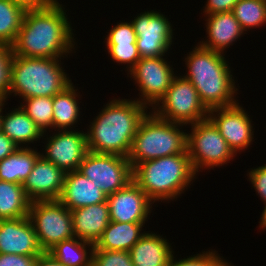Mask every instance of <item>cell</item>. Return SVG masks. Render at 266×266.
<instances>
[{"instance_id": "1", "label": "cell", "mask_w": 266, "mask_h": 266, "mask_svg": "<svg viewBox=\"0 0 266 266\" xmlns=\"http://www.w3.org/2000/svg\"><path fill=\"white\" fill-rule=\"evenodd\" d=\"M65 8L58 0L40 10H26L12 53L21 57L62 59L75 45ZM66 55V56H65Z\"/></svg>"}, {"instance_id": "2", "label": "cell", "mask_w": 266, "mask_h": 266, "mask_svg": "<svg viewBox=\"0 0 266 266\" xmlns=\"http://www.w3.org/2000/svg\"><path fill=\"white\" fill-rule=\"evenodd\" d=\"M146 105L137 100L113 99L87 128V148L94 153L128 156Z\"/></svg>"}, {"instance_id": "3", "label": "cell", "mask_w": 266, "mask_h": 266, "mask_svg": "<svg viewBox=\"0 0 266 266\" xmlns=\"http://www.w3.org/2000/svg\"><path fill=\"white\" fill-rule=\"evenodd\" d=\"M184 62L188 73L183 76L195 87L207 110L238 103L235 99L238 89L223 53L198 44L187 54Z\"/></svg>"}, {"instance_id": "4", "label": "cell", "mask_w": 266, "mask_h": 266, "mask_svg": "<svg viewBox=\"0 0 266 266\" xmlns=\"http://www.w3.org/2000/svg\"><path fill=\"white\" fill-rule=\"evenodd\" d=\"M196 175L187 150L144 161L132 169V180L153 202L177 199L190 187Z\"/></svg>"}, {"instance_id": "5", "label": "cell", "mask_w": 266, "mask_h": 266, "mask_svg": "<svg viewBox=\"0 0 266 266\" xmlns=\"http://www.w3.org/2000/svg\"><path fill=\"white\" fill-rule=\"evenodd\" d=\"M61 64L56 58L13 55L8 96L13 93L21 99L55 96L72 82Z\"/></svg>"}, {"instance_id": "6", "label": "cell", "mask_w": 266, "mask_h": 266, "mask_svg": "<svg viewBox=\"0 0 266 266\" xmlns=\"http://www.w3.org/2000/svg\"><path fill=\"white\" fill-rule=\"evenodd\" d=\"M184 124L163 120L152 111L141 120L132 140L128 160L132 169L139 163L187 150V133L180 130Z\"/></svg>"}, {"instance_id": "7", "label": "cell", "mask_w": 266, "mask_h": 266, "mask_svg": "<svg viewBox=\"0 0 266 266\" xmlns=\"http://www.w3.org/2000/svg\"><path fill=\"white\" fill-rule=\"evenodd\" d=\"M190 125L187 153L196 174L200 169L209 170L227 164L236 156L209 118Z\"/></svg>"}, {"instance_id": "8", "label": "cell", "mask_w": 266, "mask_h": 266, "mask_svg": "<svg viewBox=\"0 0 266 266\" xmlns=\"http://www.w3.org/2000/svg\"><path fill=\"white\" fill-rule=\"evenodd\" d=\"M152 112L163 120L185 126L208 118V110L201 103L197 90L181 75L175 76Z\"/></svg>"}, {"instance_id": "9", "label": "cell", "mask_w": 266, "mask_h": 266, "mask_svg": "<svg viewBox=\"0 0 266 266\" xmlns=\"http://www.w3.org/2000/svg\"><path fill=\"white\" fill-rule=\"evenodd\" d=\"M28 217L44 252L74 237L71 211L59 200L31 201Z\"/></svg>"}, {"instance_id": "10", "label": "cell", "mask_w": 266, "mask_h": 266, "mask_svg": "<svg viewBox=\"0 0 266 266\" xmlns=\"http://www.w3.org/2000/svg\"><path fill=\"white\" fill-rule=\"evenodd\" d=\"M107 196L132 181V167L127 157L88 151L79 169Z\"/></svg>"}, {"instance_id": "11", "label": "cell", "mask_w": 266, "mask_h": 266, "mask_svg": "<svg viewBox=\"0 0 266 266\" xmlns=\"http://www.w3.org/2000/svg\"><path fill=\"white\" fill-rule=\"evenodd\" d=\"M163 57L165 56L141 58L127 73L137 83L139 94L141 93L136 100L152 108L165 95L176 76Z\"/></svg>"}, {"instance_id": "12", "label": "cell", "mask_w": 266, "mask_h": 266, "mask_svg": "<svg viewBox=\"0 0 266 266\" xmlns=\"http://www.w3.org/2000/svg\"><path fill=\"white\" fill-rule=\"evenodd\" d=\"M131 22L141 58L161 57L167 54L174 39V30L164 14L154 10L145 11L134 17Z\"/></svg>"}, {"instance_id": "13", "label": "cell", "mask_w": 266, "mask_h": 266, "mask_svg": "<svg viewBox=\"0 0 266 266\" xmlns=\"http://www.w3.org/2000/svg\"><path fill=\"white\" fill-rule=\"evenodd\" d=\"M45 144V152L41 156L65 173L78 170L88 152L86 132L75 131L74 128L57 130Z\"/></svg>"}, {"instance_id": "14", "label": "cell", "mask_w": 266, "mask_h": 266, "mask_svg": "<svg viewBox=\"0 0 266 266\" xmlns=\"http://www.w3.org/2000/svg\"><path fill=\"white\" fill-rule=\"evenodd\" d=\"M245 111L239 103L229 107L208 110V118L216 126L235 155L237 152L247 149L254 141L253 123Z\"/></svg>"}, {"instance_id": "15", "label": "cell", "mask_w": 266, "mask_h": 266, "mask_svg": "<svg viewBox=\"0 0 266 266\" xmlns=\"http://www.w3.org/2000/svg\"><path fill=\"white\" fill-rule=\"evenodd\" d=\"M110 221L145 223L154 203L132 180L124 188L107 196Z\"/></svg>"}, {"instance_id": "16", "label": "cell", "mask_w": 266, "mask_h": 266, "mask_svg": "<svg viewBox=\"0 0 266 266\" xmlns=\"http://www.w3.org/2000/svg\"><path fill=\"white\" fill-rule=\"evenodd\" d=\"M43 252L28 216L0 220V253L39 256Z\"/></svg>"}, {"instance_id": "17", "label": "cell", "mask_w": 266, "mask_h": 266, "mask_svg": "<svg viewBox=\"0 0 266 266\" xmlns=\"http://www.w3.org/2000/svg\"><path fill=\"white\" fill-rule=\"evenodd\" d=\"M65 175L62 169L40 156L22 184L26 197L30 201L58 200L63 189Z\"/></svg>"}, {"instance_id": "18", "label": "cell", "mask_w": 266, "mask_h": 266, "mask_svg": "<svg viewBox=\"0 0 266 266\" xmlns=\"http://www.w3.org/2000/svg\"><path fill=\"white\" fill-rule=\"evenodd\" d=\"M70 211L107 201V195L78 170L67 172L58 199Z\"/></svg>"}, {"instance_id": "19", "label": "cell", "mask_w": 266, "mask_h": 266, "mask_svg": "<svg viewBox=\"0 0 266 266\" xmlns=\"http://www.w3.org/2000/svg\"><path fill=\"white\" fill-rule=\"evenodd\" d=\"M207 39L198 44L204 48L223 53L242 34H246L232 11L205 15Z\"/></svg>"}, {"instance_id": "20", "label": "cell", "mask_w": 266, "mask_h": 266, "mask_svg": "<svg viewBox=\"0 0 266 266\" xmlns=\"http://www.w3.org/2000/svg\"><path fill=\"white\" fill-rule=\"evenodd\" d=\"M71 214L74 237L94 245L110 222L107 201L72 210Z\"/></svg>"}, {"instance_id": "21", "label": "cell", "mask_w": 266, "mask_h": 266, "mask_svg": "<svg viewBox=\"0 0 266 266\" xmlns=\"http://www.w3.org/2000/svg\"><path fill=\"white\" fill-rule=\"evenodd\" d=\"M173 253L167 239L149 231L129 251L134 266H167Z\"/></svg>"}, {"instance_id": "22", "label": "cell", "mask_w": 266, "mask_h": 266, "mask_svg": "<svg viewBox=\"0 0 266 266\" xmlns=\"http://www.w3.org/2000/svg\"><path fill=\"white\" fill-rule=\"evenodd\" d=\"M12 109L14 110L9 111V113L5 115L2 114L1 131L18 147H29V143L33 144L34 141H39L41 137H48L46 132L43 133L20 106Z\"/></svg>"}, {"instance_id": "23", "label": "cell", "mask_w": 266, "mask_h": 266, "mask_svg": "<svg viewBox=\"0 0 266 266\" xmlns=\"http://www.w3.org/2000/svg\"><path fill=\"white\" fill-rule=\"evenodd\" d=\"M144 224L110 221L94 249L129 252L144 235L145 231L141 232Z\"/></svg>"}, {"instance_id": "24", "label": "cell", "mask_w": 266, "mask_h": 266, "mask_svg": "<svg viewBox=\"0 0 266 266\" xmlns=\"http://www.w3.org/2000/svg\"><path fill=\"white\" fill-rule=\"evenodd\" d=\"M77 90L71 82L53 96V129L71 130L72 127H76L74 125L78 123L81 113L78 98L80 94Z\"/></svg>"}, {"instance_id": "25", "label": "cell", "mask_w": 266, "mask_h": 266, "mask_svg": "<svg viewBox=\"0 0 266 266\" xmlns=\"http://www.w3.org/2000/svg\"><path fill=\"white\" fill-rule=\"evenodd\" d=\"M41 153L31 147H19L0 161V180L23 184Z\"/></svg>"}, {"instance_id": "26", "label": "cell", "mask_w": 266, "mask_h": 266, "mask_svg": "<svg viewBox=\"0 0 266 266\" xmlns=\"http://www.w3.org/2000/svg\"><path fill=\"white\" fill-rule=\"evenodd\" d=\"M30 202L21 184L0 180V220L28 216Z\"/></svg>"}, {"instance_id": "27", "label": "cell", "mask_w": 266, "mask_h": 266, "mask_svg": "<svg viewBox=\"0 0 266 266\" xmlns=\"http://www.w3.org/2000/svg\"><path fill=\"white\" fill-rule=\"evenodd\" d=\"M93 249V243L73 237L57 243L48 252L65 266H92Z\"/></svg>"}, {"instance_id": "28", "label": "cell", "mask_w": 266, "mask_h": 266, "mask_svg": "<svg viewBox=\"0 0 266 266\" xmlns=\"http://www.w3.org/2000/svg\"><path fill=\"white\" fill-rule=\"evenodd\" d=\"M26 10L11 0H0V42L12 45L21 28Z\"/></svg>"}, {"instance_id": "29", "label": "cell", "mask_w": 266, "mask_h": 266, "mask_svg": "<svg viewBox=\"0 0 266 266\" xmlns=\"http://www.w3.org/2000/svg\"><path fill=\"white\" fill-rule=\"evenodd\" d=\"M232 13L244 31L266 24V0H238Z\"/></svg>"}, {"instance_id": "30", "label": "cell", "mask_w": 266, "mask_h": 266, "mask_svg": "<svg viewBox=\"0 0 266 266\" xmlns=\"http://www.w3.org/2000/svg\"><path fill=\"white\" fill-rule=\"evenodd\" d=\"M23 101L20 107L43 133L53 128V97H32Z\"/></svg>"}, {"instance_id": "31", "label": "cell", "mask_w": 266, "mask_h": 266, "mask_svg": "<svg viewBox=\"0 0 266 266\" xmlns=\"http://www.w3.org/2000/svg\"><path fill=\"white\" fill-rule=\"evenodd\" d=\"M108 53L113 61L121 64H127L126 68L129 72L141 59L138 53L136 43L124 44H106Z\"/></svg>"}, {"instance_id": "32", "label": "cell", "mask_w": 266, "mask_h": 266, "mask_svg": "<svg viewBox=\"0 0 266 266\" xmlns=\"http://www.w3.org/2000/svg\"><path fill=\"white\" fill-rule=\"evenodd\" d=\"M92 266H134L128 251L93 249Z\"/></svg>"}, {"instance_id": "33", "label": "cell", "mask_w": 266, "mask_h": 266, "mask_svg": "<svg viewBox=\"0 0 266 266\" xmlns=\"http://www.w3.org/2000/svg\"><path fill=\"white\" fill-rule=\"evenodd\" d=\"M12 48L0 42V99L8 100L11 76Z\"/></svg>"}, {"instance_id": "34", "label": "cell", "mask_w": 266, "mask_h": 266, "mask_svg": "<svg viewBox=\"0 0 266 266\" xmlns=\"http://www.w3.org/2000/svg\"><path fill=\"white\" fill-rule=\"evenodd\" d=\"M174 258L173 253L167 266H215L222 259L216 250L211 251V249L206 252L202 251L200 254L191 255L188 258L179 259V261Z\"/></svg>"}, {"instance_id": "35", "label": "cell", "mask_w": 266, "mask_h": 266, "mask_svg": "<svg viewBox=\"0 0 266 266\" xmlns=\"http://www.w3.org/2000/svg\"><path fill=\"white\" fill-rule=\"evenodd\" d=\"M136 33L132 22H121L108 32L106 44L136 43Z\"/></svg>"}, {"instance_id": "36", "label": "cell", "mask_w": 266, "mask_h": 266, "mask_svg": "<svg viewBox=\"0 0 266 266\" xmlns=\"http://www.w3.org/2000/svg\"><path fill=\"white\" fill-rule=\"evenodd\" d=\"M249 181L256 193L260 196L264 203L266 202V165L252 168L248 173Z\"/></svg>"}, {"instance_id": "37", "label": "cell", "mask_w": 266, "mask_h": 266, "mask_svg": "<svg viewBox=\"0 0 266 266\" xmlns=\"http://www.w3.org/2000/svg\"><path fill=\"white\" fill-rule=\"evenodd\" d=\"M37 256L0 253V266H35Z\"/></svg>"}, {"instance_id": "38", "label": "cell", "mask_w": 266, "mask_h": 266, "mask_svg": "<svg viewBox=\"0 0 266 266\" xmlns=\"http://www.w3.org/2000/svg\"><path fill=\"white\" fill-rule=\"evenodd\" d=\"M238 0H207L203 9L204 15H211L219 12L232 11Z\"/></svg>"}, {"instance_id": "39", "label": "cell", "mask_w": 266, "mask_h": 266, "mask_svg": "<svg viewBox=\"0 0 266 266\" xmlns=\"http://www.w3.org/2000/svg\"><path fill=\"white\" fill-rule=\"evenodd\" d=\"M19 147L0 131V161L13 154Z\"/></svg>"}, {"instance_id": "40", "label": "cell", "mask_w": 266, "mask_h": 266, "mask_svg": "<svg viewBox=\"0 0 266 266\" xmlns=\"http://www.w3.org/2000/svg\"><path fill=\"white\" fill-rule=\"evenodd\" d=\"M25 10H40L49 7L55 0H11Z\"/></svg>"}, {"instance_id": "41", "label": "cell", "mask_w": 266, "mask_h": 266, "mask_svg": "<svg viewBox=\"0 0 266 266\" xmlns=\"http://www.w3.org/2000/svg\"><path fill=\"white\" fill-rule=\"evenodd\" d=\"M35 266H65L57 261L49 252H43L37 256Z\"/></svg>"}, {"instance_id": "42", "label": "cell", "mask_w": 266, "mask_h": 266, "mask_svg": "<svg viewBox=\"0 0 266 266\" xmlns=\"http://www.w3.org/2000/svg\"><path fill=\"white\" fill-rule=\"evenodd\" d=\"M264 205H265V207H264V210H263V212H262V216H261V220H260V228L261 229H266V202L264 203Z\"/></svg>"}, {"instance_id": "43", "label": "cell", "mask_w": 266, "mask_h": 266, "mask_svg": "<svg viewBox=\"0 0 266 266\" xmlns=\"http://www.w3.org/2000/svg\"><path fill=\"white\" fill-rule=\"evenodd\" d=\"M6 100L0 99V131H1V118H2V114L3 113V107L5 106Z\"/></svg>"}, {"instance_id": "44", "label": "cell", "mask_w": 266, "mask_h": 266, "mask_svg": "<svg viewBox=\"0 0 266 266\" xmlns=\"http://www.w3.org/2000/svg\"><path fill=\"white\" fill-rule=\"evenodd\" d=\"M215 266H233L231 263H228L223 258Z\"/></svg>"}]
</instances>
